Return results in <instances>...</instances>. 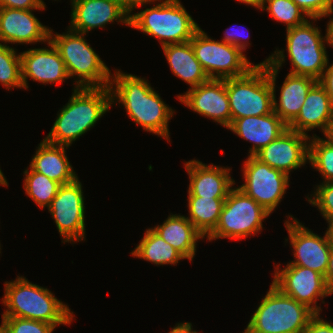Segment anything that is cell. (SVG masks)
Returning a JSON list of instances; mask_svg holds the SVG:
<instances>
[{"mask_svg":"<svg viewBox=\"0 0 333 333\" xmlns=\"http://www.w3.org/2000/svg\"><path fill=\"white\" fill-rule=\"evenodd\" d=\"M111 78H113L109 86L111 102L121 103L130 119L145 131L159 135L170 142L168 123L175 111L164 103L147 80L125 74L120 70H117Z\"/></svg>","mask_w":333,"mask_h":333,"instance_id":"1","label":"cell"},{"mask_svg":"<svg viewBox=\"0 0 333 333\" xmlns=\"http://www.w3.org/2000/svg\"><path fill=\"white\" fill-rule=\"evenodd\" d=\"M44 138L55 145L71 144L84 135L112 107L110 87H75Z\"/></svg>","mask_w":333,"mask_h":333,"instance_id":"2","label":"cell"},{"mask_svg":"<svg viewBox=\"0 0 333 333\" xmlns=\"http://www.w3.org/2000/svg\"><path fill=\"white\" fill-rule=\"evenodd\" d=\"M5 294L2 303L7 309L2 317H20L44 321L57 327L69 325L73 312L58 300L49 289L32 284L25 277L5 282Z\"/></svg>","mask_w":333,"mask_h":333,"instance_id":"3","label":"cell"},{"mask_svg":"<svg viewBox=\"0 0 333 333\" xmlns=\"http://www.w3.org/2000/svg\"><path fill=\"white\" fill-rule=\"evenodd\" d=\"M155 6L130 14L129 27L159 39L165 45L184 43L200 28L180 0H158Z\"/></svg>","mask_w":333,"mask_h":333,"instance_id":"4","label":"cell"},{"mask_svg":"<svg viewBox=\"0 0 333 333\" xmlns=\"http://www.w3.org/2000/svg\"><path fill=\"white\" fill-rule=\"evenodd\" d=\"M314 315L306 305L271 283L245 329L249 333H303Z\"/></svg>","mask_w":333,"mask_h":333,"instance_id":"5","label":"cell"},{"mask_svg":"<svg viewBox=\"0 0 333 333\" xmlns=\"http://www.w3.org/2000/svg\"><path fill=\"white\" fill-rule=\"evenodd\" d=\"M65 34H54L50 39L64 61L68 77L77 76L76 87L110 86L111 72L99 55L86 42V34L68 29Z\"/></svg>","mask_w":333,"mask_h":333,"instance_id":"6","label":"cell"},{"mask_svg":"<svg viewBox=\"0 0 333 333\" xmlns=\"http://www.w3.org/2000/svg\"><path fill=\"white\" fill-rule=\"evenodd\" d=\"M226 91L231 124L235 119L273 112V89L268 77V63L256 64L243 76L226 78Z\"/></svg>","mask_w":333,"mask_h":333,"instance_id":"7","label":"cell"},{"mask_svg":"<svg viewBox=\"0 0 333 333\" xmlns=\"http://www.w3.org/2000/svg\"><path fill=\"white\" fill-rule=\"evenodd\" d=\"M264 207L238 187L231 188L225 199L217 226L207 240L221 238L245 239L263 228L262 222L270 215Z\"/></svg>","mask_w":333,"mask_h":333,"instance_id":"8","label":"cell"},{"mask_svg":"<svg viewBox=\"0 0 333 333\" xmlns=\"http://www.w3.org/2000/svg\"><path fill=\"white\" fill-rule=\"evenodd\" d=\"M308 20L286 31V48L292 69L291 74L308 76L316 81L322 77L329 63L326 54V36ZM325 41V42H324Z\"/></svg>","mask_w":333,"mask_h":333,"instance_id":"9","label":"cell"},{"mask_svg":"<svg viewBox=\"0 0 333 333\" xmlns=\"http://www.w3.org/2000/svg\"><path fill=\"white\" fill-rule=\"evenodd\" d=\"M190 43L209 79L240 77L256 66L238 47L212 40L201 28L195 32Z\"/></svg>","mask_w":333,"mask_h":333,"instance_id":"10","label":"cell"},{"mask_svg":"<svg viewBox=\"0 0 333 333\" xmlns=\"http://www.w3.org/2000/svg\"><path fill=\"white\" fill-rule=\"evenodd\" d=\"M243 166L245 183L238 188L272 213L285 195L290 176L250 155Z\"/></svg>","mask_w":333,"mask_h":333,"instance_id":"11","label":"cell"},{"mask_svg":"<svg viewBox=\"0 0 333 333\" xmlns=\"http://www.w3.org/2000/svg\"><path fill=\"white\" fill-rule=\"evenodd\" d=\"M284 62V51L277 50L260 65L268 63V77L273 89V111L289 126L300 113L308 91L317 81L308 76L288 73L281 86L279 103H277L275 81L278 70Z\"/></svg>","mask_w":333,"mask_h":333,"instance_id":"12","label":"cell"},{"mask_svg":"<svg viewBox=\"0 0 333 333\" xmlns=\"http://www.w3.org/2000/svg\"><path fill=\"white\" fill-rule=\"evenodd\" d=\"M48 210L63 238L62 243L85 239V206L79 178L60 186Z\"/></svg>","mask_w":333,"mask_h":333,"instance_id":"13","label":"cell"},{"mask_svg":"<svg viewBox=\"0 0 333 333\" xmlns=\"http://www.w3.org/2000/svg\"><path fill=\"white\" fill-rule=\"evenodd\" d=\"M276 266L272 284L315 314H320L322 310L317 306V300L331 295L325 277L317 271L289 263L281 270L279 265Z\"/></svg>","mask_w":333,"mask_h":333,"instance_id":"14","label":"cell"},{"mask_svg":"<svg viewBox=\"0 0 333 333\" xmlns=\"http://www.w3.org/2000/svg\"><path fill=\"white\" fill-rule=\"evenodd\" d=\"M287 217H291L290 221L286 220L284 224L286 230H288L290 245L293 247L295 257V260L290 261L289 264L309 268L325 277L329 254L332 249L327 234L325 233L324 237H320L304 227L292 215Z\"/></svg>","mask_w":333,"mask_h":333,"instance_id":"15","label":"cell"},{"mask_svg":"<svg viewBox=\"0 0 333 333\" xmlns=\"http://www.w3.org/2000/svg\"><path fill=\"white\" fill-rule=\"evenodd\" d=\"M309 140L310 136L287 128L274 141L255 153L254 157L289 176L293 169L304 166L308 161Z\"/></svg>","mask_w":333,"mask_h":333,"instance_id":"16","label":"cell"},{"mask_svg":"<svg viewBox=\"0 0 333 333\" xmlns=\"http://www.w3.org/2000/svg\"><path fill=\"white\" fill-rule=\"evenodd\" d=\"M177 98L194 112L211 118L227 129L230 127L231 111L226 79H209Z\"/></svg>","mask_w":333,"mask_h":333,"instance_id":"17","label":"cell"},{"mask_svg":"<svg viewBox=\"0 0 333 333\" xmlns=\"http://www.w3.org/2000/svg\"><path fill=\"white\" fill-rule=\"evenodd\" d=\"M48 48H34L20 53L21 77L24 89H28V78L39 83H62L69 79L64 61L51 41Z\"/></svg>","mask_w":333,"mask_h":333,"instance_id":"18","label":"cell"},{"mask_svg":"<svg viewBox=\"0 0 333 333\" xmlns=\"http://www.w3.org/2000/svg\"><path fill=\"white\" fill-rule=\"evenodd\" d=\"M71 5L69 28L73 31L86 34L114 21L129 26L130 15L112 0H71Z\"/></svg>","mask_w":333,"mask_h":333,"instance_id":"19","label":"cell"},{"mask_svg":"<svg viewBox=\"0 0 333 333\" xmlns=\"http://www.w3.org/2000/svg\"><path fill=\"white\" fill-rule=\"evenodd\" d=\"M32 11L0 7V41L9 44L49 42L51 29L42 25Z\"/></svg>","mask_w":333,"mask_h":333,"instance_id":"20","label":"cell"},{"mask_svg":"<svg viewBox=\"0 0 333 333\" xmlns=\"http://www.w3.org/2000/svg\"><path fill=\"white\" fill-rule=\"evenodd\" d=\"M184 166L190 179L188 196L227 198L235 184L228 167L206 165L198 160H190Z\"/></svg>","mask_w":333,"mask_h":333,"instance_id":"21","label":"cell"},{"mask_svg":"<svg viewBox=\"0 0 333 333\" xmlns=\"http://www.w3.org/2000/svg\"><path fill=\"white\" fill-rule=\"evenodd\" d=\"M288 126L273 111L262 116H248L235 119L230 127L233 133L253 143L249 155L254 156L261 148L274 141Z\"/></svg>","mask_w":333,"mask_h":333,"instance_id":"22","label":"cell"},{"mask_svg":"<svg viewBox=\"0 0 333 333\" xmlns=\"http://www.w3.org/2000/svg\"><path fill=\"white\" fill-rule=\"evenodd\" d=\"M333 118V107L325 88L317 81L308 91L305 102L289 129L308 135L306 131L321 128L324 133Z\"/></svg>","mask_w":333,"mask_h":333,"instance_id":"23","label":"cell"},{"mask_svg":"<svg viewBox=\"0 0 333 333\" xmlns=\"http://www.w3.org/2000/svg\"><path fill=\"white\" fill-rule=\"evenodd\" d=\"M66 147L69 148L66 145L48 143L43 139L29 167L61 185L73 182L78 177L67 159Z\"/></svg>","mask_w":333,"mask_h":333,"instance_id":"24","label":"cell"},{"mask_svg":"<svg viewBox=\"0 0 333 333\" xmlns=\"http://www.w3.org/2000/svg\"><path fill=\"white\" fill-rule=\"evenodd\" d=\"M151 229L190 261L196 254L197 241L205 238L187 217L180 214H170L162 225Z\"/></svg>","mask_w":333,"mask_h":333,"instance_id":"25","label":"cell"},{"mask_svg":"<svg viewBox=\"0 0 333 333\" xmlns=\"http://www.w3.org/2000/svg\"><path fill=\"white\" fill-rule=\"evenodd\" d=\"M173 74L194 88L209 80L200 62L196 59L190 41L162 47Z\"/></svg>","mask_w":333,"mask_h":333,"instance_id":"26","label":"cell"},{"mask_svg":"<svg viewBox=\"0 0 333 333\" xmlns=\"http://www.w3.org/2000/svg\"><path fill=\"white\" fill-rule=\"evenodd\" d=\"M131 255L156 265H176L179 260L186 259L151 228L146 230L144 237L135 250L131 252Z\"/></svg>","mask_w":333,"mask_h":333,"instance_id":"27","label":"cell"},{"mask_svg":"<svg viewBox=\"0 0 333 333\" xmlns=\"http://www.w3.org/2000/svg\"><path fill=\"white\" fill-rule=\"evenodd\" d=\"M225 199L188 196L187 219L203 236L208 237L215 230Z\"/></svg>","mask_w":333,"mask_h":333,"instance_id":"28","label":"cell"},{"mask_svg":"<svg viewBox=\"0 0 333 333\" xmlns=\"http://www.w3.org/2000/svg\"><path fill=\"white\" fill-rule=\"evenodd\" d=\"M24 171V190L40 208H48L55 198L61 184L51 180L44 174L30 170Z\"/></svg>","mask_w":333,"mask_h":333,"instance_id":"29","label":"cell"},{"mask_svg":"<svg viewBox=\"0 0 333 333\" xmlns=\"http://www.w3.org/2000/svg\"><path fill=\"white\" fill-rule=\"evenodd\" d=\"M308 162L321 173L323 182H333V145L316 134L309 140Z\"/></svg>","mask_w":333,"mask_h":333,"instance_id":"30","label":"cell"},{"mask_svg":"<svg viewBox=\"0 0 333 333\" xmlns=\"http://www.w3.org/2000/svg\"><path fill=\"white\" fill-rule=\"evenodd\" d=\"M16 49L0 43V83L6 89L24 88L21 77L20 54H16Z\"/></svg>","mask_w":333,"mask_h":333,"instance_id":"31","label":"cell"},{"mask_svg":"<svg viewBox=\"0 0 333 333\" xmlns=\"http://www.w3.org/2000/svg\"><path fill=\"white\" fill-rule=\"evenodd\" d=\"M262 10H267L277 22L286 24V30L305 23V17L309 18L292 0H265Z\"/></svg>","mask_w":333,"mask_h":333,"instance_id":"32","label":"cell"},{"mask_svg":"<svg viewBox=\"0 0 333 333\" xmlns=\"http://www.w3.org/2000/svg\"><path fill=\"white\" fill-rule=\"evenodd\" d=\"M8 333H52L54 325L20 317H4Z\"/></svg>","mask_w":333,"mask_h":333,"instance_id":"33","label":"cell"},{"mask_svg":"<svg viewBox=\"0 0 333 333\" xmlns=\"http://www.w3.org/2000/svg\"><path fill=\"white\" fill-rule=\"evenodd\" d=\"M309 203L318 207L326 221H333V182H322L313 193V198L308 197Z\"/></svg>","mask_w":333,"mask_h":333,"instance_id":"34","label":"cell"},{"mask_svg":"<svg viewBox=\"0 0 333 333\" xmlns=\"http://www.w3.org/2000/svg\"><path fill=\"white\" fill-rule=\"evenodd\" d=\"M312 21L333 14V0H292Z\"/></svg>","mask_w":333,"mask_h":333,"instance_id":"35","label":"cell"},{"mask_svg":"<svg viewBox=\"0 0 333 333\" xmlns=\"http://www.w3.org/2000/svg\"><path fill=\"white\" fill-rule=\"evenodd\" d=\"M43 0H0V7L22 10H44Z\"/></svg>","mask_w":333,"mask_h":333,"instance_id":"36","label":"cell"},{"mask_svg":"<svg viewBox=\"0 0 333 333\" xmlns=\"http://www.w3.org/2000/svg\"><path fill=\"white\" fill-rule=\"evenodd\" d=\"M333 323H329L322 318L320 314H315L308 322L303 333H333Z\"/></svg>","mask_w":333,"mask_h":333,"instance_id":"37","label":"cell"},{"mask_svg":"<svg viewBox=\"0 0 333 333\" xmlns=\"http://www.w3.org/2000/svg\"><path fill=\"white\" fill-rule=\"evenodd\" d=\"M234 31H236V30H234L233 28H232V32H230V30H229V32H228V30H226L225 34H224L225 36H224L223 40H221V41L228 43L230 45H234V46L238 47L242 52H244V50H246V46H248V44H249L247 42L249 39V35H248L249 33L247 34V37H246L247 41H245L244 40L245 35H241V33L239 31H238V33H235Z\"/></svg>","mask_w":333,"mask_h":333,"instance_id":"38","label":"cell"},{"mask_svg":"<svg viewBox=\"0 0 333 333\" xmlns=\"http://www.w3.org/2000/svg\"><path fill=\"white\" fill-rule=\"evenodd\" d=\"M328 66L329 64L327 63V67L323 71L319 83L325 88L333 107V64Z\"/></svg>","mask_w":333,"mask_h":333,"instance_id":"39","label":"cell"},{"mask_svg":"<svg viewBox=\"0 0 333 333\" xmlns=\"http://www.w3.org/2000/svg\"><path fill=\"white\" fill-rule=\"evenodd\" d=\"M117 3L122 9H124L129 15L132 13L135 8L145 6L148 2L152 3L157 0H112Z\"/></svg>","mask_w":333,"mask_h":333,"instance_id":"40","label":"cell"},{"mask_svg":"<svg viewBox=\"0 0 333 333\" xmlns=\"http://www.w3.org/2000/svg\"><path fill=\"white\" fill-rule=\"evenodd\" d=\"M325 281L330 294H333V247L329 254L328 268L325 274Z\"/></svg>","mask_w":333,"mask_h":333,"instance_id":"41","label":"cell"},{"mask_svg":"<svg viewBox=\"0 0 333 333\" xmlns=\"http://www.w3.org/2000/svg\"><path fill=\"white\" fill-rule=\"evenodd\" d=\"M192 330V324L190 322H184L177 323L168 333H198L197 331Z\"/></svg>","mask_w":333,"mask_h":333,"instance_id":"42","label":"cell"},{"mask_svg":"<svg viewBox=\"0 0 333 333\" xmlns=\"http://www.w3.org/2000/svg\"><path fill=\"white\" fill-rule=\"evenodd\" d=\"M326 43L333 47V18L327 24L326 28Z\"/></svg>","mask_w":333,"mask_h":333,"instance_id":"43","label":"cell"},{"mask_svg":"<svg viewBox=\"0 0 333 333\" xmlns=\"http://www.w3.org/2000/svg\"><path fill=\"white\" fill-rule=\"evenodd\" d=\"M239 2H242L243 4H248L250 6L256 7L258 9H262L264 6L265 0H237Z\"/></svg>","mask_w":333,"mask_h":333,"instance_id":"44","label":"cell"},{"mask_svg":"<svg viewBox=\"0 0 333 333\" xmlns=\"http://www.w3.org/2000/svg\"><path fill=\"white\" fill-rule=\"evenodd\" d=\"M324 136H326V139L328 142H330L333 145V118L330 121L326 131L323 133Z\"/></svg>","mask_w":333,"mask_h":333,"instance_id":"45","label":"cell"},{"mask_svg":"<svg viewBox=\"0 0 333 333\" xmlns=\"http://www.w3.org/2000/svg\"><path fill=\"white\" fill-rule=\"evenodd\" d=\"M327 223L329 224V226L327 228L326 234H327L329 243L333 247V221H327Z\"/></svg>","mask_w":333,"mask_h":333,"instance_id":"46","label":"cell"},{"mask_svg":"<svg viewBox=\"0 0 333 333\" xmlns=\"http://www.w3.org/2000/svg\"><path fill=\"white\" fill-rule=\"evenodd\" d=\"M0 333H8L4 317H2V324L0 325Z\"/></svg>","mask_w":333,"mask_h":333,"instance_id":"47","label":"cell"},{"mask_svg":"<svg viewBox=\"0 0 333 333\" xmlns=\"http://www.w3.org/2000/svg\"><path fill=\"white\" fill-rule=\"evenodd\" d=\"M0 185L2 186H8V182L5 178V176L3 175V172L0 169Z\"/></svg>","mask_w":333,"mask_h":333,"instance_id":"48","label":"cell"}]
</instances>
